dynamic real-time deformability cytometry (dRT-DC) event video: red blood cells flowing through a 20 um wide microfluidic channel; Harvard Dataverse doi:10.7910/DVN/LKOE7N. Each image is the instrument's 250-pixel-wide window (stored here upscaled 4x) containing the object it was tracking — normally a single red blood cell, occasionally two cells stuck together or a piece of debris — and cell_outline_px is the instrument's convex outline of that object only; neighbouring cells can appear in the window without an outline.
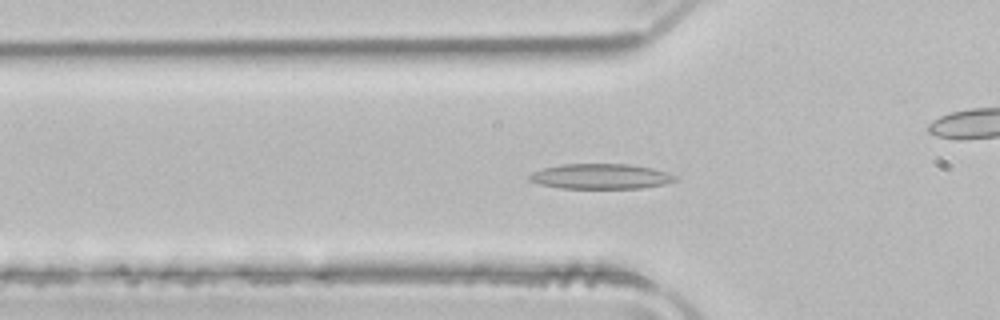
{"species": "common noctule bat (a hibernating species)", "species_latin": "Nyctalus noctula", "temperature_condition": "room temperature", "stored_images_in_passage": 51, "camera_frame_rate_fps": 3000, "um_per_image_px": 0.085, "animal": {"sex": "male", "body_mass_g": 21.5, "forearm_length_mm": 52.0}, "frame": {"image": 1, "passage_image": 16, "time_ms": 5.0, "image_size_px": [1000, 320], "cell_outline_px": [[676, 180], [664, 184], [640, 188], [560, 188], [540, 184], [528, 180], [528, 176], [532, 172], [544, 168], [560, 164], [628, 164], [652, 168], [668, 172], [676, 176]], "centroid_in_image_um": [51.04, 14.99], "position_along_channel_um": 74.8, "area_um2": 21.33}}
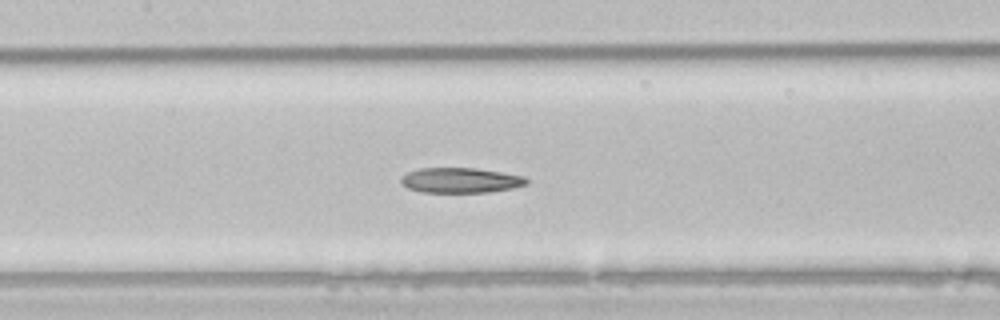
{"frame": {"image": 2, "passage_image": 23, "time_ms": 7.333, "image_size_px": [1000, 320], "cell_outline_px": [[528, 184], [512, 188], [488, 192], [424, 192], [408, 188], [400, 184], [400, 176], [408, 172], [420, 168], [476, 168], [524, 176], [528, 180]], "centroid_in_image_um": [39.12, 15.32], "position_along_channel_um": 168.3, "area_um2": 18.38}}
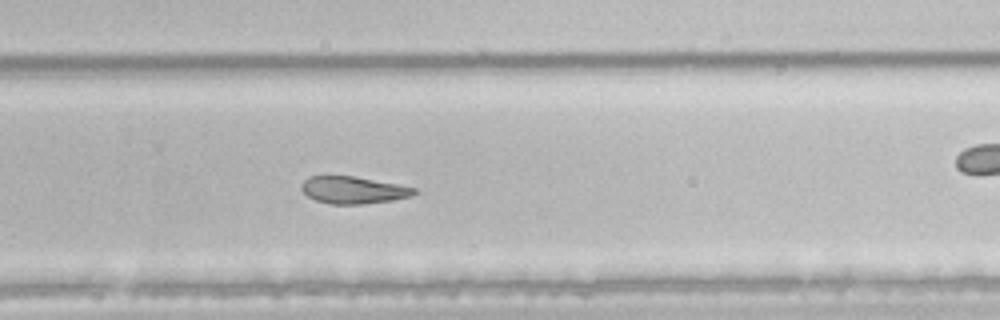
{"frame": {"image": 3, "passage_image": 33, "time_ms": 10.667, "image_size_px": [1000, 320], "cell_outline_px": [[416, 192], [412, 196], [392, 200], [364, 204], [328, 204], [316, 200], [308, 196], [300, 188], [300, 184], [308, 176], [352, 176], [400, 184], [416, 188]], "centroid_in_image_um": [30.02, 16.15], "position_along_channel_um": 299.8, "area_um2": 17.92}, "authors_computed_cell_mechanics": {"area_um2": 21.386, "velocity_mm_per_s": 3.9671, "shape_relaxation_time_tau1_ms": 11.1186, "shape_relaxation_time_tau2_ms": 5.729, "deformation_change_tau1": 0.2327, "deformation_change_tau2": 0.1399}}